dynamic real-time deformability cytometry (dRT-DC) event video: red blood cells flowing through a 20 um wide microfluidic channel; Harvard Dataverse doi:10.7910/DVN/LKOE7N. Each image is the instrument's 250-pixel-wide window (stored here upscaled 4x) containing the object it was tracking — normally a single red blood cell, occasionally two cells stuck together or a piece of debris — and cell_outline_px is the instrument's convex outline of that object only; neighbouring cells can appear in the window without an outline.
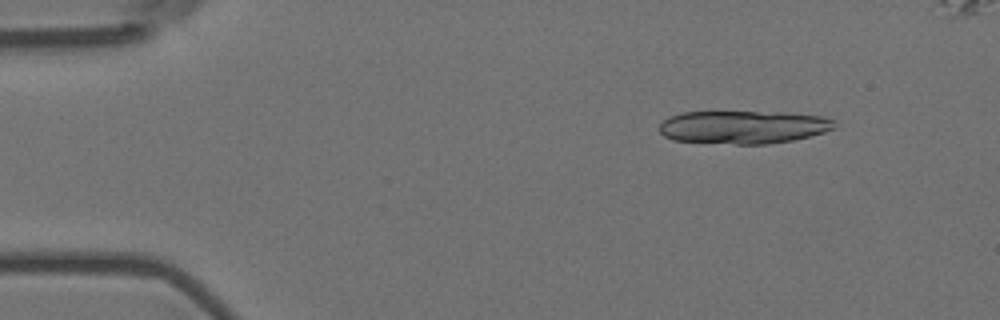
{"species": "Egyptian fruit bat (a non-hibernating species)", "species_latin": "Rousettus aegyptiacus", "temperature_condition": "room temperature", "stored_images_in_passage": 6, "camera_frame_rate_fps": 3000, "um_per_image_px": 0.085, "animal": {"sex": "female"}, "frame": {"image": 1, "passage_image": 1, "time_ms": 0.0, "image_size_px": [1000, 320], "cell_outline_px": [[836, 128], [824, 132], [792, 140], [768, 144], [736, 144], [672, 140], [664, 136], [660, 132], [660, 124], [668, 116], [680, 112], [776, 112], [824, 116], [832, 120], [836, 124]], "centroid_in_image_um": [63.16, 10.8], "position_along_channel_um": 21.8, "area_um2": 33.76}}
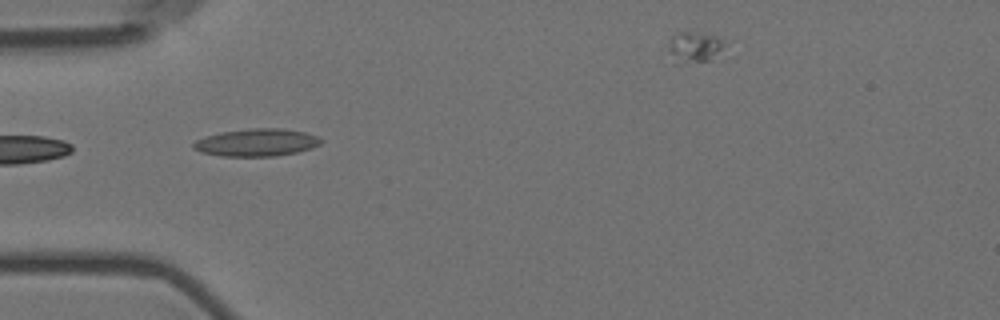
{"frame": {"image": 2, "passage_image": 4, "time_ms": 1.0, "image_size_px": [1000, 320], "cell_outline_px": [[324, 140], [320, 144], [312, 148], [296, 152], [276, 156], [220, 156], [200, 152], [192, 148], [192, 144], [196, 140], [204, 136], [220, 132], [252, 128], [280, 128], [304, 132], [320, 136]], "centroid_in_image_um": [21.81, 12.11], "position_along_channel_um": 63.2, "area_um2": 20.63}}
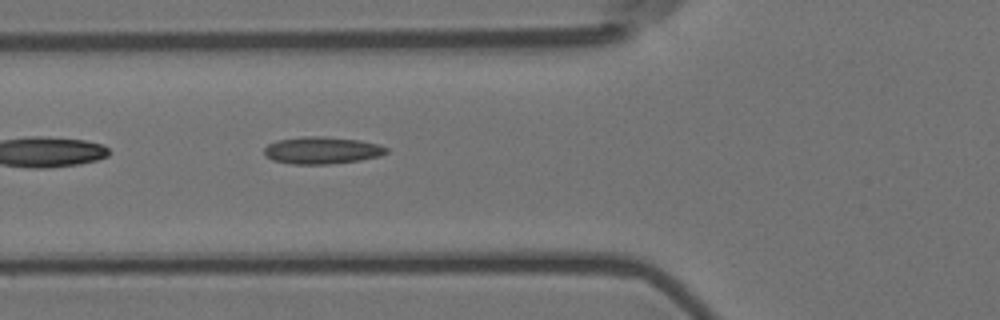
{"frame": {"image": 3, "passage_image": 5, "time_ms": 1.333, "image_size_px": [1000, 320], "cell_outline_px": [[388, 152], [380, 156], [360, 160], [328, 164], [292, 164], [272, 160], [264, 156], [264, 148], [268, 144], [276, 140], [304, 136], [324, 136], [360, 140], [376, 144], [388, 148]], "centroid_in_image_um": [27.33, 12.77], "position_along_channel_um": 98.5, "area_um2": 19.42}}